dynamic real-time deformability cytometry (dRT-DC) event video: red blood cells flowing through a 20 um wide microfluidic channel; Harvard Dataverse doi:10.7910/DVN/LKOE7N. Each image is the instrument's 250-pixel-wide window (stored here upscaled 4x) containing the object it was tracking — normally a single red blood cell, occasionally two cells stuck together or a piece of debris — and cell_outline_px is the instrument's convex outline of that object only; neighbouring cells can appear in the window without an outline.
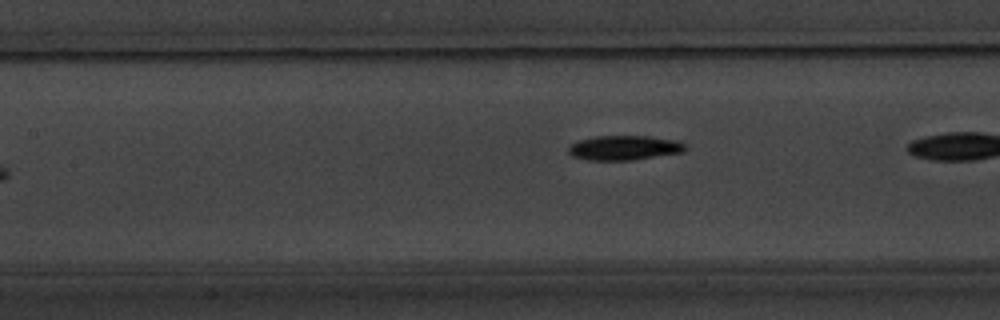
{"species": "common noctule bat (a hibernating species)", "species_latin": "Nyctalus noctula", "temperature_condition": "warm", "stored_images_in_passage": 15, "camera_frame_rate_fps": 3000, "um_per_image_px": 0.085, "animal": {"sex": "male", "body_mass_g": 20.1, "forearm_length_mm": 53.5}, "frame": {"image": 1, "passage_image": 11, "time_ms": 3.333, "image_size_px": [1000, 320], "cell_outline_px": [[688, 148], [684, 152], [632, 160], [588, 160], [572, 156], [568, 152], [568, 144], [576, 140], [596, 136], [648, 136], [680, 140], [688, 144]], "centroid_in_image_um": [53.09, 12.55], "position_along_channel_um": 154.3, "area_um2": 17.17}}